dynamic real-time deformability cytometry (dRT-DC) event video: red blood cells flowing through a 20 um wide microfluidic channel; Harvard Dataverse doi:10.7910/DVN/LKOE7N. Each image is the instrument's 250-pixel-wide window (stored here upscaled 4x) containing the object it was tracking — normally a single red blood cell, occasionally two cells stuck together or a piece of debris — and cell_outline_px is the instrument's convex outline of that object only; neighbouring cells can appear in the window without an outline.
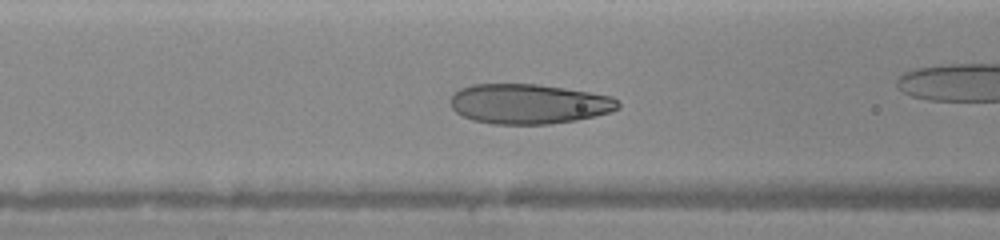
{"species": "human", "species_latin": "Homo sapiens", "temperature_condition": "warm", "stored_images_in_passage": 32, "camera_frame_rate_fps": 3000, "um_per_image_px": 0.085, "donor": {"sex": "female"}, "frame": {"image": 1, "passage_image": 14, "time_ms": 4.333, "image_size_px": [1000, 240], "cell_outline_px": [[620, 108], [608, 112], [576, 120], [548, 124], [492, 124], [472, 120], [456, 112], [448, 104], [448, 100], [460, 88], [472, 84], [536, 84], [564, 88], [612, 96], [620, 104]], "centroid_in_image_um": [44.89, 8.83], "position_along_channel_um": 121.7, "area_um2": 38.96}}